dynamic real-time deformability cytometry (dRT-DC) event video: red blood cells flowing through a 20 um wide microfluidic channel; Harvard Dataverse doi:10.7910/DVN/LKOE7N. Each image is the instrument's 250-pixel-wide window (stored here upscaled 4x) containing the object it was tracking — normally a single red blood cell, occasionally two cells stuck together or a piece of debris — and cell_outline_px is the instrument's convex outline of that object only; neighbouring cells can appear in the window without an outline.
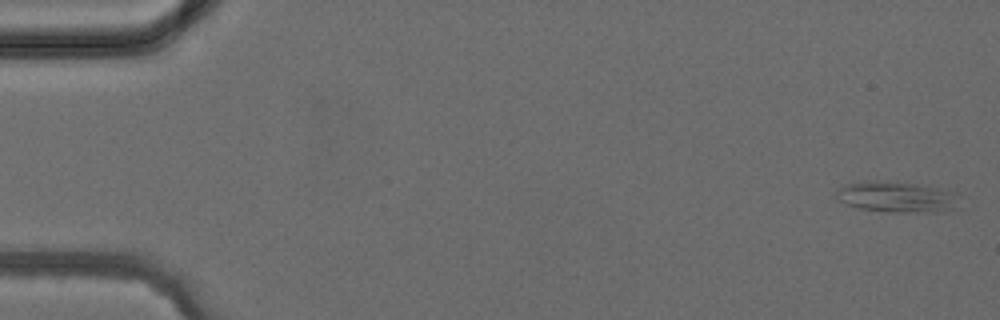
{"species": "common noctule bat (a hibernating species)", "species_latin": "Nyctalus noctula", "temperature_condition": "cold", "stored_images_in_passage": 4, "camera_frame_rate_fps": 3000, "um_per_image_px": 0.085, "animal": {"sex": "female", "body_mass_g": 24.6, "forearm_length_mm": 56.2}, "frame": {"image": 1, "passage_image": 1, "time_ms": 0.0, "image_size_px": [1000, 320], "cell_outline_px": [[952, 208], [904, 212], [892, 212], [860, 208], [836, 200], [836, 188], [844, 184], [868, 180], [888, 180], [916, 184], [936, 188], [948, 192]], "centroid_in_image_um": [75.88, 16.69], "position_along_channel_um": 9.1, "area_um2": 20.87}}
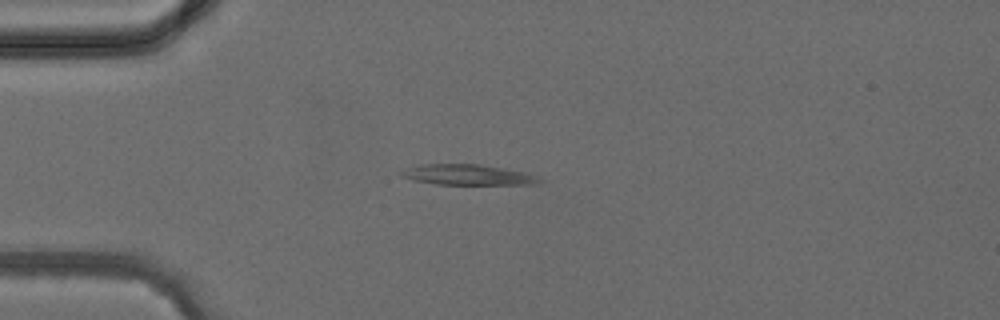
{"frame": {"image": 2, "passage_image": 4, "time_ms": 3.333, "image_size_px": [1000, 320], "cell_outline_px": [[544, 180], [536, 184], [436, 184], [412, 180], [400, 176], [396, 172], [420, 164], [480, 164], [504, 168], [524, 172], [536, 176]], "centroid_in_image_um": [39.7, 14.85], "position_along_channel_um": 45.3, "area_um2": 16.53}}